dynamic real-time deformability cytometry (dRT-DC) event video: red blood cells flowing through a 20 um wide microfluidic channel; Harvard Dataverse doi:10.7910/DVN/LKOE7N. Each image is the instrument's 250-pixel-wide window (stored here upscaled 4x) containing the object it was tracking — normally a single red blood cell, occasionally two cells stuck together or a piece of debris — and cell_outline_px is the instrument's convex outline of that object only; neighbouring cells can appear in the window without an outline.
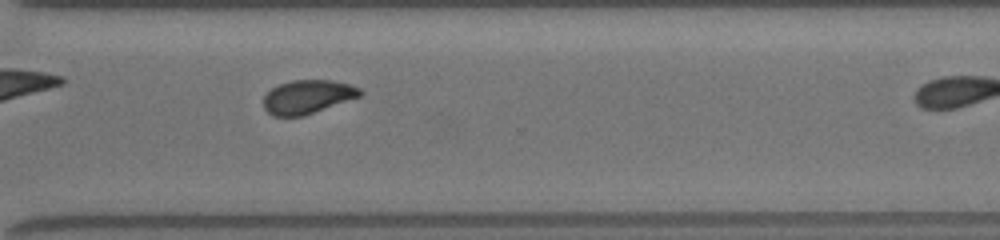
{"species": "common noctule bat (a hibernating species)", "species_latin": "Nyctalus noctula", "temperature_condition": "room temperature", "stored_images_in_passage": 28, "camera_frame_rate_fps": 3000, "um_per_image_px": 0.085, "animal": {"sex": "female", "body_mass_g": 19.5, "forearm_length_mm": 54.1}, "frame": {"image": 1, "passage_image": 24, "time_ms": 7.667, "image_size_px": [1000, 240], "cell_outline_px": [[364, 92], [360, 96], [304, 116], [272, 116], [264, 108], [264, 96], [272, 88], [280, 84], [292, 80], [332, 80], [348, 84], [360, 88]], "centroid_in_image_um": [26.14, 8.23], "position_along_channel_um": 344.5, "area_um2": 18.84}}